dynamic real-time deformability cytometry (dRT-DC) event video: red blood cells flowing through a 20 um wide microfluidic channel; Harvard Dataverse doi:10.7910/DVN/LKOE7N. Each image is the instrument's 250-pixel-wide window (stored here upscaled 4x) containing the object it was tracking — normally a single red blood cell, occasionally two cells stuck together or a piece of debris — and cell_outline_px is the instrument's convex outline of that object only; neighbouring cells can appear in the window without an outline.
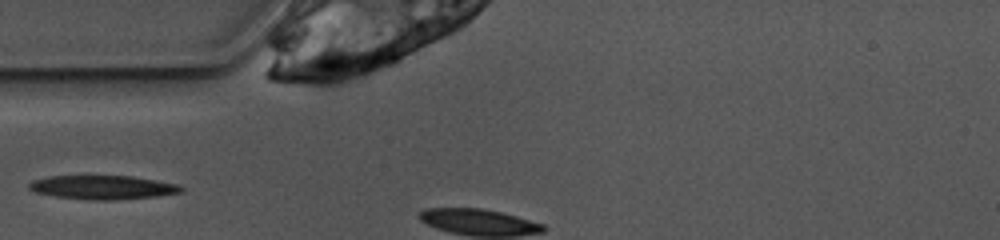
{"species": "common noctule bat (a hibernating species)", "species_latin": "Nyctalus noctula", "temperature_condition": "warm", "stored_images_in_passage": 2, "camera_frame_rate_fps": 3000, "um_per_image_px": 0.085, "animal": {"sex": "female", "body_mass_g": 10.0, "forearm_length_mm": 53.1}, "frame": {"image": 1, "passage_image": 1, "time_ms": 0.0, "image_size_px": [1000, 240], "cell_outline_px": [[184, 192], [156, 196], [112, 200], [88, 200], [56, 196], [36, 192], [28, 188], [28, 184], [32, 180], [48, 176], [132, 176], [156, 180], [176, 184], [184, 188]], "centroid_in_image_um": [8.73, 15.92], "position_along_channel_um": 76.3, "area_um2": 21.1}}